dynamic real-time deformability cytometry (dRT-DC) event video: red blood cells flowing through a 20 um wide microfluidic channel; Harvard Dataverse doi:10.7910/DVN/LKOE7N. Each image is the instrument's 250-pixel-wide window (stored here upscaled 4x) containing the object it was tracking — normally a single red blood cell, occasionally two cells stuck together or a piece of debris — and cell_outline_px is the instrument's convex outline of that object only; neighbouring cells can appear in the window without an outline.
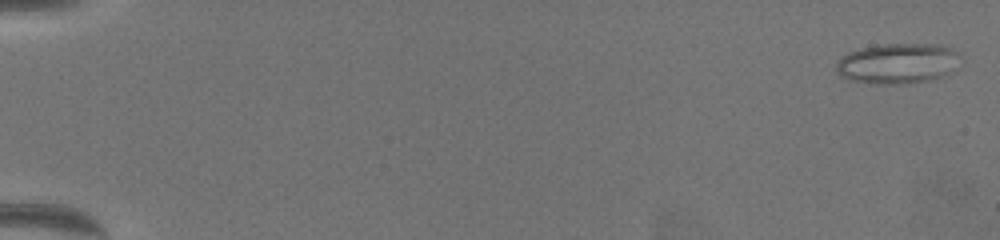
{"species": "common noctule bat (a hibernating species)", "species_latin": "Nyctalus noctula", "temperature_condition": "warm", "stored_images_in_passage": 64, "camera_frame_rate_fps": 3000, "um_per_image_px": 0.085, "animal": {"sex": "female", "body_mass_g": 19.5, "forearm_length_mm": 54.1}, "frame": {"image": 1, "passage_image": 2, "time_ms": 0.333, "image_size_px": [1000, 240], "cell_outline_px": [[956, 52], [948, 72], [940, 76], [928, 80], [904, 84], [880, 84], [848, 80], [840, 76], [836, 72], [836, 64], [840, 56], [848, 52], [860, 48], [880, 44], [936, 44], [948, 48]], "centroid_in_image_um": [76.11, 5.39], "position_along_channel_um": 8.9, "area_um2": 28.5}}
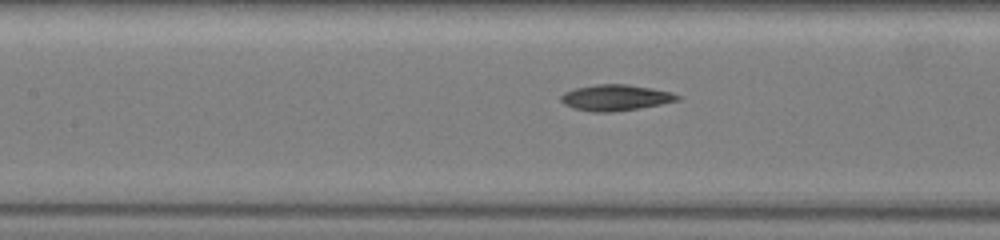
{"frame": {"image": 2, "passage_image": 32, "time_ms": 10.333, "image_size_px": [1000, 240], "cell_outline_px": [[680, 100], [660, 104], [612, 112], [592, 112], [572, 108], [564, 104], [560, 100], [560, 96], [564, 92], [576, 88], [596, 84], [628, 84], [652, 88], [672, 92], [680, 96]], "centroid_in_image_um": [52.3, 8.29], "position_along_channel_um": 155.1, "area_um2": 17.63}}
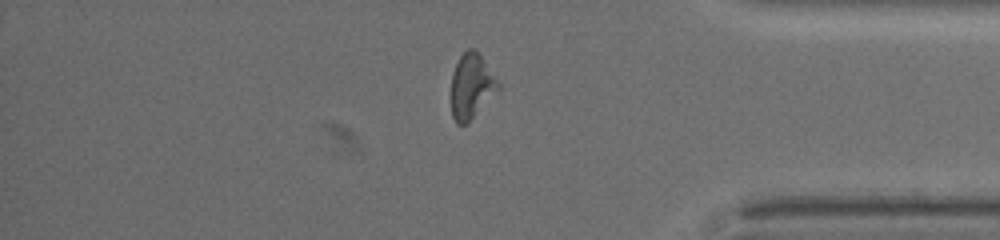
{"frame": {"image": 3, "passage_image": 55, "time_ms": 18.0, "image_size_px": [1000, 240], "cell_outline_px": [[500, 88], [468, 124], [456, 124], [452, 116], [452, 72], [460, 56], [468, 48], [472, 48], [480, 56], [500, 84]], "centroid_in_image_um": [40.06, 7.37], "position_along_channel_um": 395.1, "area_um2": 17.51}, "authors_computed_cell_mechanics": {"area_um2": 18.5827, "velocity_mm_per_s": 3.3579, "shape_relaxation_time_tau1_ms": 8.5692, "shape_relaxation_time_tau2_ms": 4.0508, "deformation_change_tau1": 0.2015, "deformation_change_tau2": 0.1351}}